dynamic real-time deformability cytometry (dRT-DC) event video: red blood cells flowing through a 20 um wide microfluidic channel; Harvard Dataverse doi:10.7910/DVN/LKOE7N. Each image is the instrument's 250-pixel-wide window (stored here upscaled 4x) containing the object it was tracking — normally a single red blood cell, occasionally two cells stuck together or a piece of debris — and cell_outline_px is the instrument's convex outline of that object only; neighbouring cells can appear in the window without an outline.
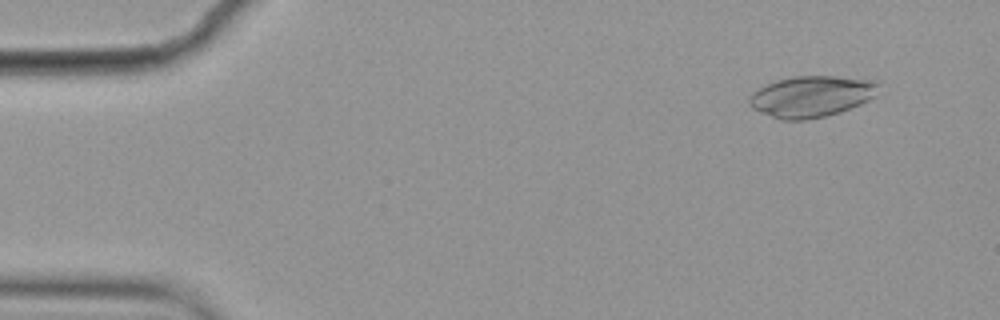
{"species": "common noctule bat (a hibernating species)", "species_latin": "Nyctalus noctula", "temperature_condition": "cold", "stored_images_in_passage": 4, "camera_frame_rate_fps": 3000, "um_per_image_px": 0.085, "animal": {"sex": "female", "body_mass_g": 19.9}, "frame": {"image": 1, "passage_image": 2, "time_ms": 0.333, "image_size_px": [1000, 320], "cell_outline_px": [[880, 84], [876, 96], [860, 104], [840, 112], [824, 116], [804, 120], [780, 120], [760, 112], [752, 108], [748, 104], [748, 96], [752, 92], [776, 80], [792, 76], [836, 76], [876, 80]], "centroid_in_image_um": [68.97, 8.19], "position_along_channel_um": 16.0, "area_um2": 31.27}}